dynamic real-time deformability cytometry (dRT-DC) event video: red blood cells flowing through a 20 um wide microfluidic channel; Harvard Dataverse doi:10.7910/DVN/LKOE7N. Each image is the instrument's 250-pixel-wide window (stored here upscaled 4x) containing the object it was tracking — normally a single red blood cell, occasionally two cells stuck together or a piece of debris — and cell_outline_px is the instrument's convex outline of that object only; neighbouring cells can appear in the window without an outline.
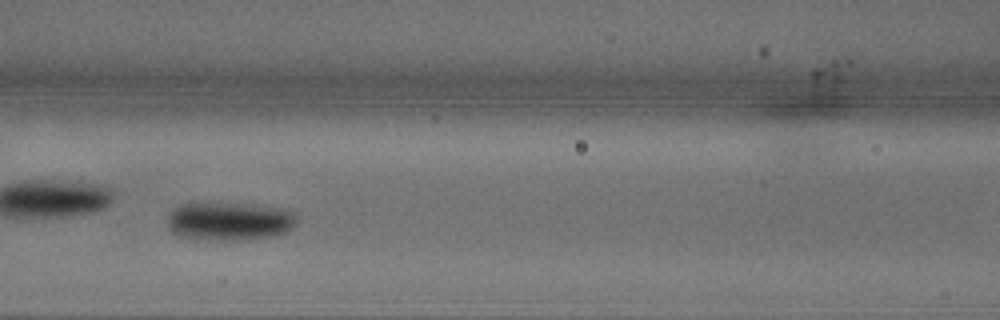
{"species": "common noctule bat (a hibernating species)", "species_latin": "Nyctalus noctula", "temperature_condition": "warm", "stored_images_in_passage": 30, "camera_frame_rate_fps": 3000, "um_per_image_px": 0.085, "animal": {"sex": "male", "body_mass_g": 18.8}, "frame": {"image": 1, "passage_image": 9, "time_ms": 2.667, "image_size_px": [1000, 320], "cell_outline_px": [[296, 220], [292, 228], [276, 236], [236, 240], [192, 240], [180, 236], [172, 232], [168, 228], [168, 212], [172, 208], [180, 204], [192, 200], [256, 204], [280, 208], [296, 212]], "centroid_in_image_um": [19.41, 18.76], "position_along_channel_um": 147.2, "area_um2": 30.29}}
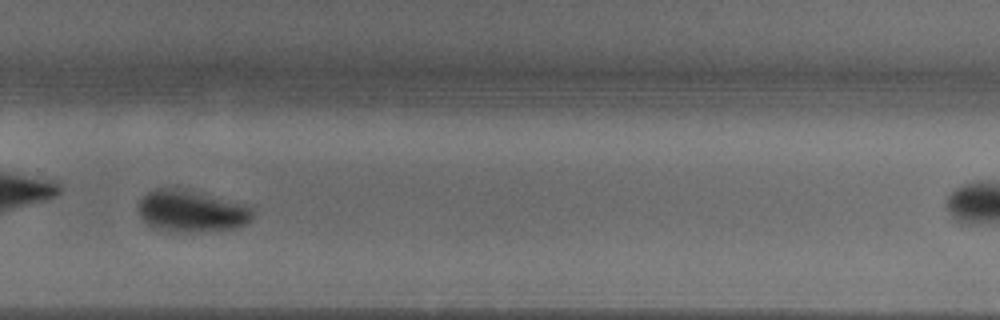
{"frame": {"image": 2, "passage_image": 18, "time_ms": 5.667, "image_size_px": [1000, 320], "cell_outline_px": [[252, 216], [244, 224], [236, 228], [188, 232], [176, 232], [156, 228], [148, 224], [140, 216], [136, 208], [136, 204], [148, 192], [156, 188], [176, 188], [252, 204]], "centroid_in_image_um": [16.27, 17.93], "position_along_channel_um": 313.5, "area_um2": 27.86}}
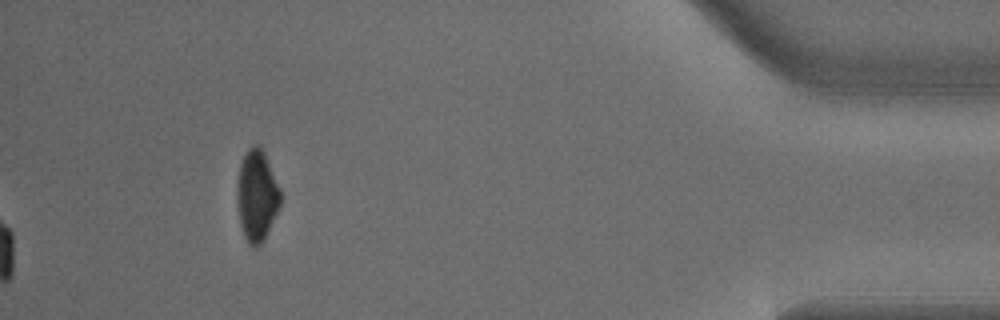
{"frame": {"image": 3, "passage_image": 30, "time_ms": 9.667, "image_size_px": [1000, 320], "cell_outline_px": [[280, 204], [264, 240], [260, 244], [252, 248], [248, 244], [244, 236], [240, 224], [236, 196], [236, 188], [240, 164], [248, 148], [252, 144], [260, 144], [264, 152], [280, 188]], "centroid_in_image_um": [21.81, 16.61], "position_along_channel_um": 413.4, "area_um2": 23.06}}